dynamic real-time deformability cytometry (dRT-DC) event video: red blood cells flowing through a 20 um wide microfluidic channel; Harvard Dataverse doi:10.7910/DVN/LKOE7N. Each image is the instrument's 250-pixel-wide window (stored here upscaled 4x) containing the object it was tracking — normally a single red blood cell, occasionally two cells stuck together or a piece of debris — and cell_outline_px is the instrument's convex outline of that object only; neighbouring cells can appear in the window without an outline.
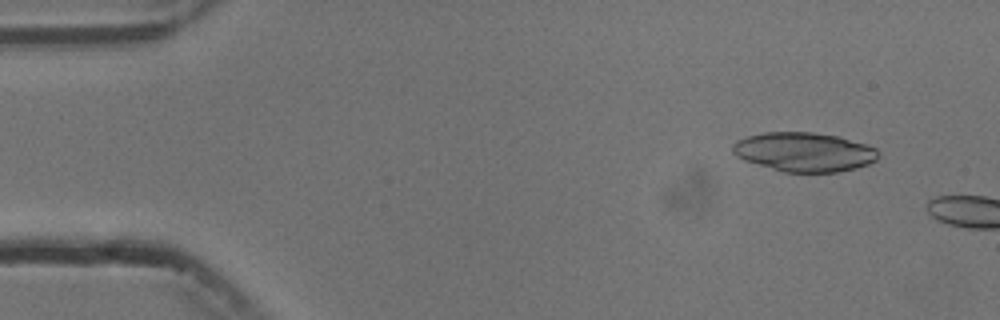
{"species": "common noctule bat (a hibernating species)", "species_latin": "Nyctalus noctula", "temperature_condition": "cold", "stored_images_in_passage": 2, "camera_frame_rate_fps": 3000, "um_per_image_px": 0.085, "animal": {"sex": "male", "body_mass_g": 13.3}, "frame": {"image": 1, "passage_image": 1, "time_ms": 0.0, "image_size_px": [1000, 320], "cell_outline_px": [[876, 160], [868, 164], [856, 168], [836, 172], [784, 172], [744, 160], [736, 156], [732, 152], [732, 144], [736, 140], [748, 136], [764, 132], [812, 132], [836, 136], [868, 144], [876, 148]], "centroid_in_image_um": [68.32, 12.91], "position_along_channel_um": 16.7, "area_um2": 33.12}}